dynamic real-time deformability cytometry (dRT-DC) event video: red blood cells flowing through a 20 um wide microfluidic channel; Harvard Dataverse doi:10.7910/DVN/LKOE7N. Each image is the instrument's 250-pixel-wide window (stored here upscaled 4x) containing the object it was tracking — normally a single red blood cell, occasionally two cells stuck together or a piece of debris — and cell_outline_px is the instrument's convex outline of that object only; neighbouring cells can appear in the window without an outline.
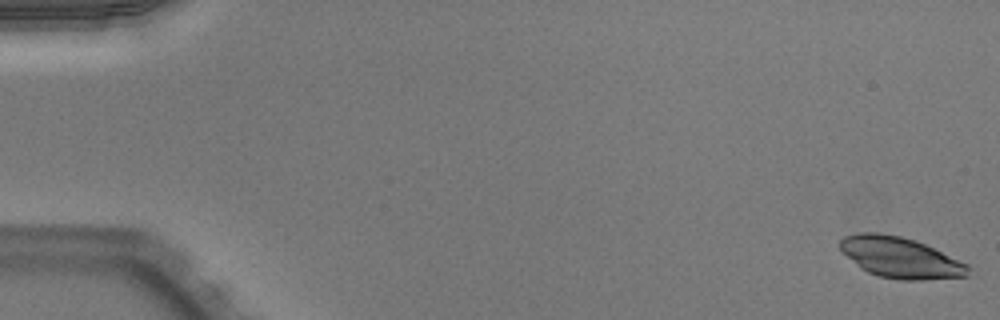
{"species": "Egyptian fruit bat (a non-hibernating species)", "species_latin": "Rousettus aegyptiacus", "temperature_condition": "warm", "stored_images_in_passage": 51, "camera_frame_rate_fps": 3000, "um_per_image_px": 0.085, "animal": {"sex": "male"}, "frame": {"image": 1, "passage_image": 1, "time_ms": 0.0, "image_size_px": [1000, 320], "cell_outline_px": [[972, 268], [968, 276], [924, 280], [900, 280], [880, 276], [868, 272], [860, 268], [840, 248], [840, 240], [844, 236], [860, 232], [876, 232], [900, 236], [916, 240], [968, 264]], "centroid_in_image_um": [76.56, 21.89], "position_along_channel_um": 8.4, "area_um2": 30.4}}
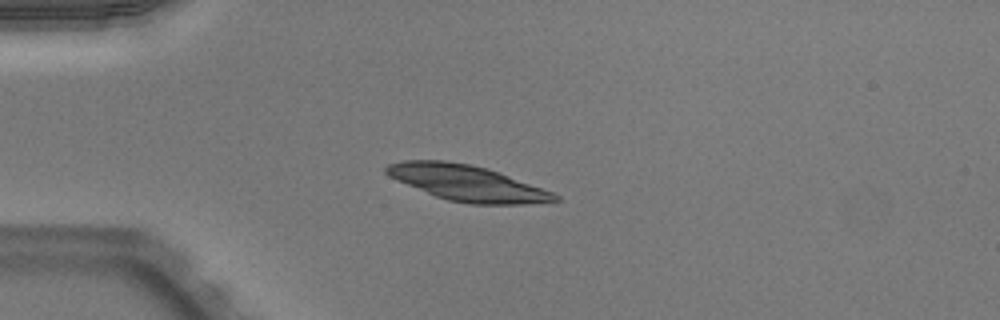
{"frame": {"image": 2, "passage_image": 14, "time_ms": 4.333, "image_size_px": [1000, 320], "cell_outline_px": [[560, 200], [524, 204], [468, 204], [448, 200], [436, 196], [396, 180], [388, 176], [384, 172], [384, 168], [388, 164], [404, 160], [444, 160], [468, 164], [488, 168], [552, 192], [560, 196]], "centroid_in_image_um": [39.66, 15.55], "position_along_channel_um": 45.3, "area_um2": 34.8}}